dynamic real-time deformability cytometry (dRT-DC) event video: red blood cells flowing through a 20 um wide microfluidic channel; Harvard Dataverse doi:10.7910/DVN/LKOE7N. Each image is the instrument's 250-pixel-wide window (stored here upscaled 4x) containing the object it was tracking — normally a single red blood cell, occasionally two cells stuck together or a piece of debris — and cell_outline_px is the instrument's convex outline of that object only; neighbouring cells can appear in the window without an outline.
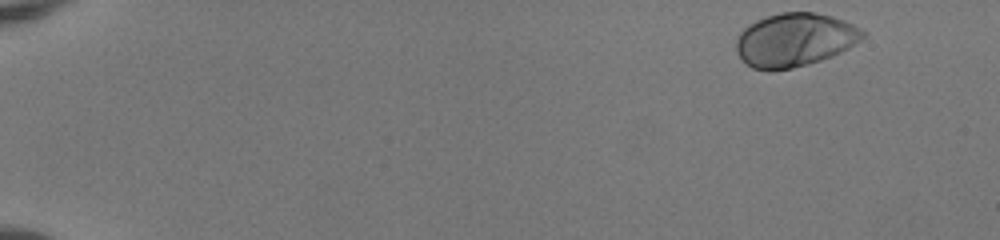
{"species": "human", "species_latin": "Homo sapiens", "temperature_condition": "room temperature", "stored_images_in_passage": 48, "camera_frame_rate_fps": 3000, "um_per_image_px": 0.085, "donor": {"sex": "female"}, "frame": {"image": 1, "passage_image": 1, "time_ms": 0.0, "image_size_px": [1000, 240], "cell_outline_px": [[868, 32], [860, 40], [848, 48], [832, 56], [808, 64], [792, 68], [768, 72], [752, 68], [736, 52], [736, 40], [740, 32], [744, 28], [756, 20], [780, 12], [816, 12], [832, 16], [844, 20]], "centroid_in_image_um": [67.55, 3.39], "position_along_channel_um": 17.5, "area_um2": 39.54}}
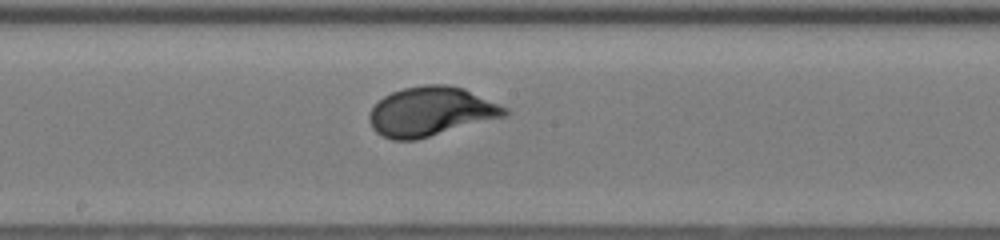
{"frame": {"image": 2, "passage_image": 27, "time_ms": 8.667, "image_size_px": [1000, 240], "cell_outline_px": [[508, 116], [416, 140], [392, 140], [376, 132], [372, 128], [368, 120], [368, 116], [372, 108], [384, 96], [392, 92], [404, 88], [424, 84], [444, 84], [464, 88], [508, 108]], "centroid_in_image_um": [36.64, 9.48], "position_along_channel_um": 211.6, "area_um2": 38.96}}
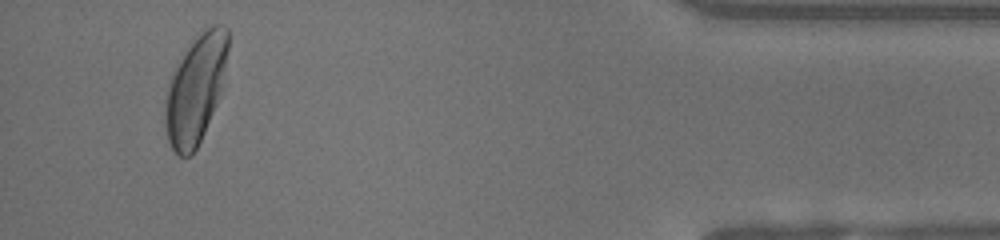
{"frame": {"image": 3, "passage_image": 46, "time_ms": 15.0, "image_size_px": [1000, 240], "cell_outline_px": [[228, 48], [224, 88], [204, 132], [192, 156], [176, 156], [168, 140], [164, 128], [164, 108], [168, 84], [180, 60], [204, 24], [220, 24], [228, 28]], "centroid_in_image_um": [16.66, 7.56], "position_along_channel_um": 418.5, "area_um2": 40.23}, "authors_computed_cell_mechanics": {"area_um2": 37.859, "velocity_mm_per_s": 4.0757, "shape_relaxation_time_tau1_ms": 2.2011, "shape_relaxation_time_tau2_ms": null, "deformation_change_tau1": 0.1504, "deformation_change_tau2": null}}